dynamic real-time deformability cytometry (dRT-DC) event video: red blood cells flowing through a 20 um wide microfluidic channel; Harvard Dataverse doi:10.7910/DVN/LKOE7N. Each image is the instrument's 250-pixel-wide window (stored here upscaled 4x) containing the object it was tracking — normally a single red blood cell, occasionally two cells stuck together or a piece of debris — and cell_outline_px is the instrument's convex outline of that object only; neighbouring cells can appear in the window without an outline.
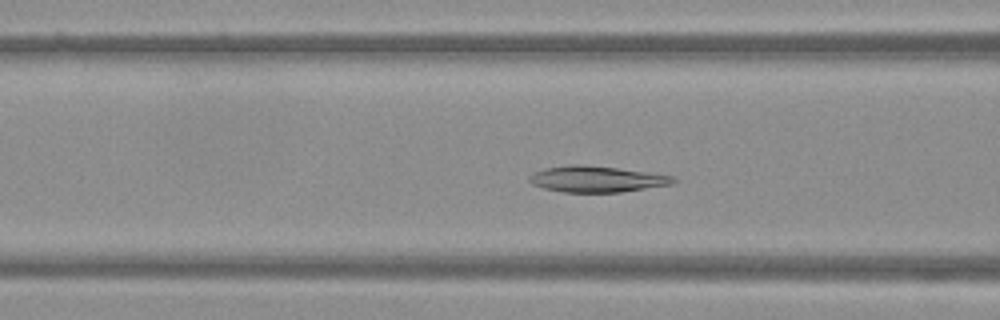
{"species": "Egyptian fruit bat (a non-hibernating species)", "species_latin": "Rousettus aegyptiacus", "temperature_condition": "warm", "stored_images_in_passage": 47, "camera_frame_rate_fps": 3000, "um_per_image_px": 0.085, "frame": {"image": 1, "passage_image": 17, "time_ms": 5.333, "image_size_px": [1000, 320], "cell_outline_px": [[676, 184], [620, 192], [564, 192], [544, 188], [532, 184], [528, 180], [528, 176], [532, 172], [544, 168], [568, 164], [584, 164], [616, 168], [672, 176], [676, 180]], "centroid_in_image_um": [50.67, 15.22], "position_along_channel_um": 115.9, "area_um2": 21.96}}
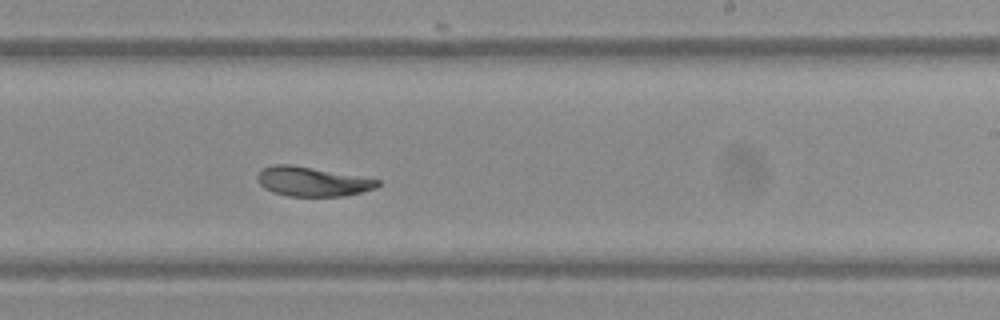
{"frame": {"image": 2, "passage_image": 28, "time_ms": 9.0, "image_size_px": [1000, 320], "cell_outline_px": [[380, 184], [376, 188], [344, 196], [288, 196], [272, 192], [264, 188], [256, 180], [256, 176], [264, 168], [272, 164], [288, 164], [312, 168], [380, 180]], "centroid_in_image_um": [26.5, 15.44], "position_along_channel_um": 262.5, "area_um2": 20.35}}
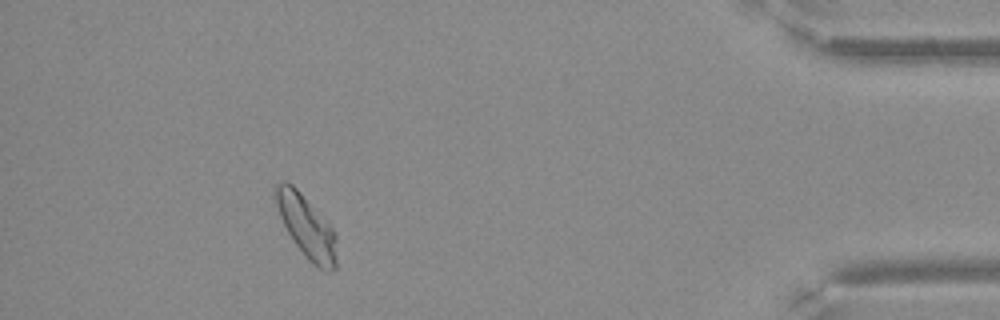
{"frame": {"image": 3, "passage_image": 43, "time_ms": 14.0, "image_size_px": [1000, 320], "cell_outline_px": [[336, 268], [332, 272], [328, 272], [316, 268], [308, 260], [296, 244], [288, 232], [280, 216], [276, 204], [276, 184], [284, 180], [292, 184], [328, 220], [336, 236]], "centroid_in_image_um": [26.1, 19.29], "position_along_channel_um": 409.1, "area_um2": 22.2}}